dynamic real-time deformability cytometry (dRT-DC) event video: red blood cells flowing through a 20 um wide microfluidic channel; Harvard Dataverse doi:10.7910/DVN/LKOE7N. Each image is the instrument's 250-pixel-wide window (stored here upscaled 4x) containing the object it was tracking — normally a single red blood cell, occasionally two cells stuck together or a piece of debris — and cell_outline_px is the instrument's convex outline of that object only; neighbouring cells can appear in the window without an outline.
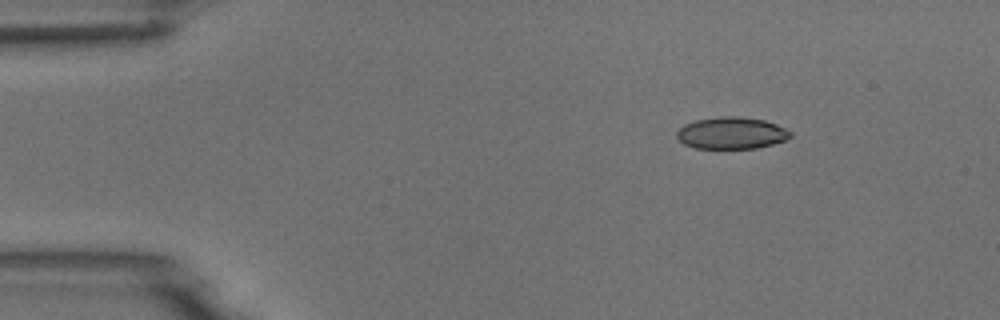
{"species": "common noctule bat (a hibernating species)", "species_latin": "Nyctalus noctula", "temperature_condition": "room temperature", "stored_images_in_passage": 47, "camera_frame_rate_fps": 3000, "um_per_image_px": 0.085, "animal": {"sex": "male", "body_mass_g": 18.8}, "frame": {"image": 1, "passage_image": 1, "time_ms": 0.0, "image_size_px": [1000, 320], "cell_outline_px": [[792, 136], [784, 140], [772, 144], [756, 148], [696, 148], [684, 144], [676, 136], [676, 132], [684, 124], [696, 120], [720, 116], [736, 116], [764, 120], [776, 124], [792, 132]], "centroid_in_image_um": [62.17, 11.3], "position_along_channel_um": 22.8, "area_um2": 20.98}}
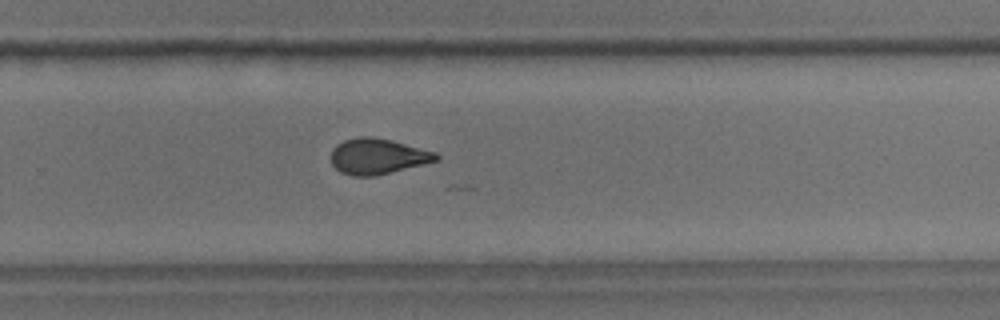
{"frame": {"image": 2, "passage_image": 29, "time_ms": 9.333, "image_size_px": [1000, 320], "cell_outline_px": [[440, 160], [376, 176], [352, 176], [340, 172], [332, 164], [332, 148], [336, 144], [344, 140], [360, 136], [372, 136], [392, 140], [436, 152], [440, 156]], "centroid_in_image_um": [32.11, 13.29], "position_along_channel_um": 297.7, "area_um2": 22.02}}
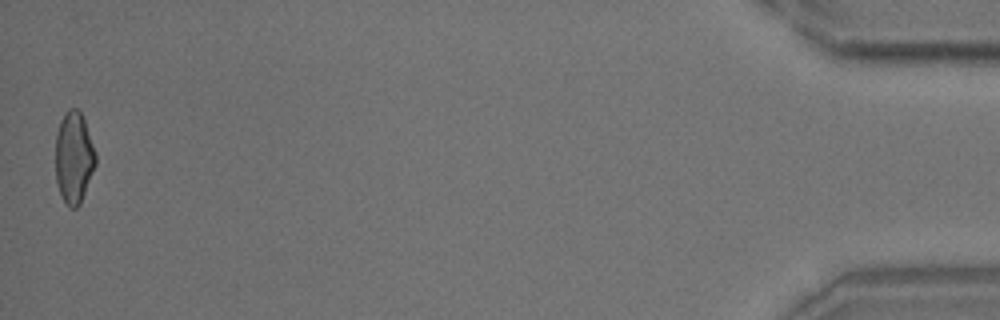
{"frame": {"image": 3, "passage_image": 47, "time_ms": 15.333, "image_size_px": [1000, 320], "cell_outline_px": [[96, 164], [80, 204], [76, 208], [68, 208], [60, 192], [56, 180], [56, 132], [60, 120], [64, 112], [68, 108], [76, 108], [80, 112], [84, 120], [96, 152]], "centroid_in_image_um": [6.27, 13.37], "position_along_channel_um": 428.9, "area_um2": 21.44}, "authors_computed_cell_mechanics": {"area_um2": 22.0218, "velocity_mm_per_s": 3.7381, "shape_relaxation_time_tau1_ms": null, "shape_relaxation_time_tau2_ms": 1.5294, "deformation_change_tau1": null, "deformation_change_tau2": 0.0756}}